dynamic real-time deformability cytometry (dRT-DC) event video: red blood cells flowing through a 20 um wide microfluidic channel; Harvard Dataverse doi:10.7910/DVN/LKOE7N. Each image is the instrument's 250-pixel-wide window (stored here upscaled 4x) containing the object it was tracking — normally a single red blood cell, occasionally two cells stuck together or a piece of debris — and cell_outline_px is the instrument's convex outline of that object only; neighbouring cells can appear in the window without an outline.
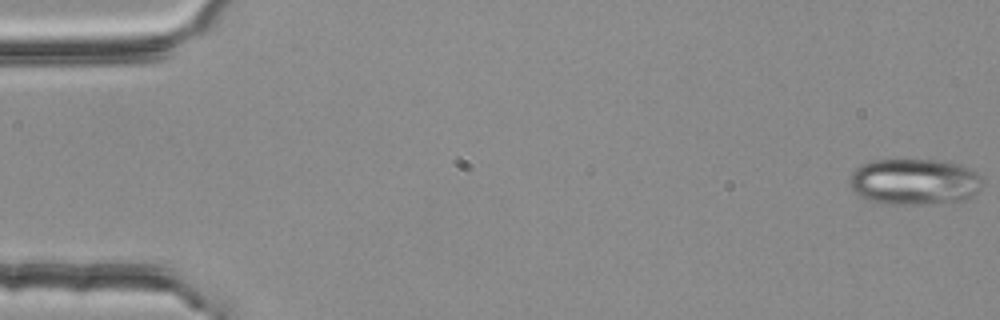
{"species": "common noctule bat (a hibernating species)", "species_latin": "Nyctalus noctula", "temperature_condition": "room temperature", "stored_images_in_passage": 56, "camera_frame_rate_fps": 3000, "um_per_image_px": 0.085, "animal": {"sex": "female", "body_mass_g": 25.1}, "frame": {"image": 1, "passage_image": 1, "time_ms": 0.0, "image_size_px": [1000, 320], "cell_outline_px": [[980, 188], [972, 196], [964, 200], [920, 204], [880, 204], [868, 200], [860, 196], [848, 184], [848, 180], [852, 172], [860, 164], [872, 160], [896, 156], [944, 160], [960, 164], [976, 172], [980, 176]], "centroid_in_image_um": [77.65, 15.38], "position_along_channel_um": 7.4, "area_um2": 36.93}}
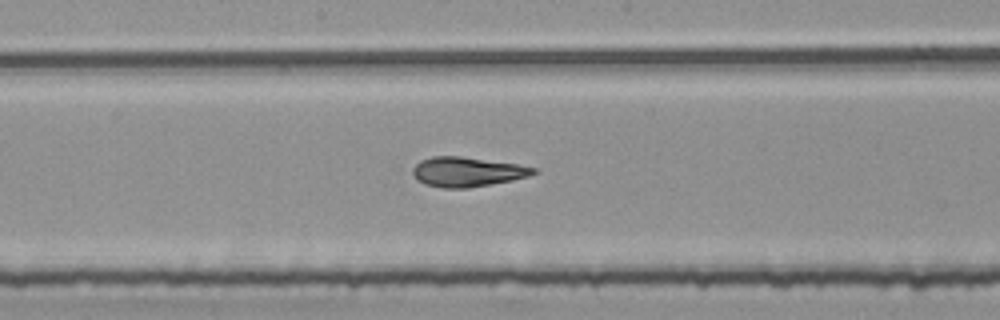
{"frame": {"image": 2, "passage_image": 29, "time_ms": 9.333, "image_size_px": [1000, 320], "cell_outline_px": [[540, 172], [528, 176], [512, 180], [468, 188], [444, 188], [424, 184], [416, 180], [412, 172], [412, 168], [420, 160], [432, 156], [460, 156], [516, 164], [536, 168]], "centroid_in_image_um": [39.68, 14.61], "position_along_channel_um": 208.5, "area_um2": 20.87}}
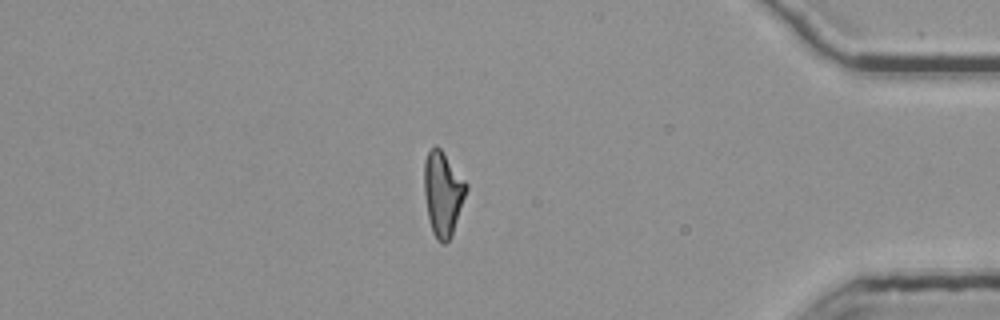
{"frame": {"image": 3, "passage_image": 47, "time_ms": 15.333, "image_size_px": [1000, 320], "cell_outline_px": [[468, 188], [452, 236], [444, 244], [440, 244], [436, 240], [432, 232], [428, 216], [424, 196], [424, 164], [428, 152], [432, 148], [440, 148], [468, 184]], "centroid_in_image_um": [37.65, 16.51], "position_along_channel_um": 397.6, "area_um2": 20.63}, "authors_computed_cell_mechanics": {"area_um2": 21.0681, "velocity_mm_per_s": 3.7802, "shape_relaxation_time_tau1_ms": 7.0759, "shape_relaxation_time_tau2_ms": 1.5072, "deformation_change_tau1": 0.2354, "deformation_change_tau2": 0.0891}}